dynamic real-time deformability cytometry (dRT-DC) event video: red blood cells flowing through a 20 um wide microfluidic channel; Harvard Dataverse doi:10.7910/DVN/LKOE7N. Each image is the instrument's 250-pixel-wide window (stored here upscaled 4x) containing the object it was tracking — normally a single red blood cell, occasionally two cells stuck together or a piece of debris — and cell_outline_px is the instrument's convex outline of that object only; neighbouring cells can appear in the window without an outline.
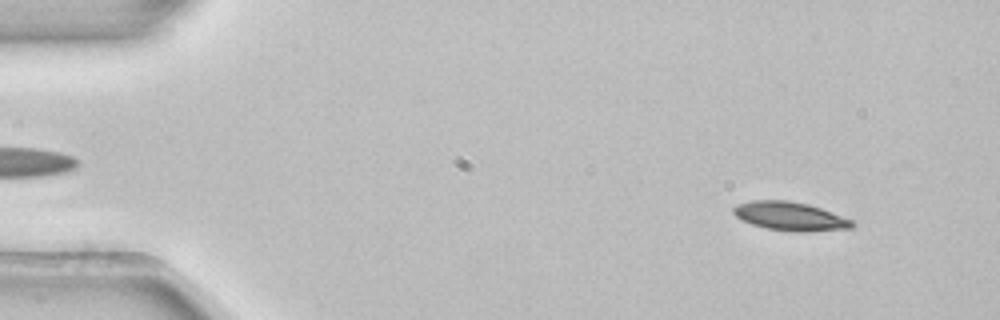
{"species": "common noctule bat (a hibernating species)", "species_latin": "Nyctalus noctula", "temperature_condition": "room temperature", "stored_images_in_passage": 3, "camera_frame_rate_fps": 3000, "um_per_image_px": 0.085, "animal": {"sex": "female", "body_mass_g": 22.7, "forearm_length_mm": 54.2}, "frame": {"image": 1, "passage_image": 1, "time_ms": 0.0, "image_size_px": [1000, 320], "cell_outline_px": [[856, 224], [852, 228], [808, 232], [792, 232], [764, 228], [740, 220], [732, 212], [732, 208], [736, 204], [752, 200], [788, 200], [808, 204], [820, 208], [852, 220]], "centroid_in_image_um": [67.12, 18.39], "position_along_channel_um": 17.9, "area_um2": 20.06}}
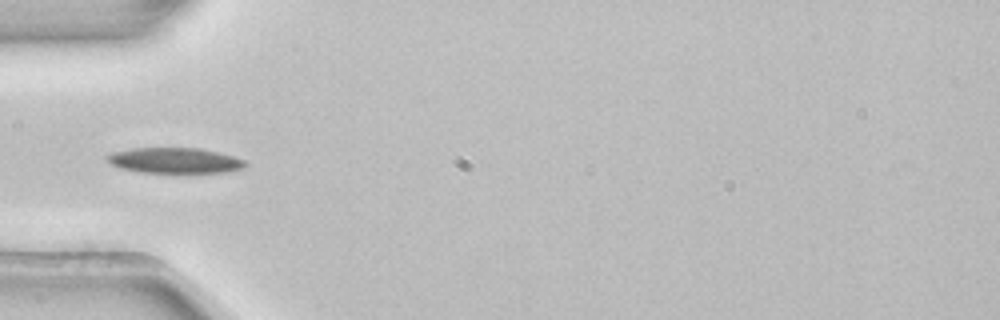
{"frame": {"image": 2, "passage_image": 3, "time_ms": 0.667, "image_size_px": [1000, 320], "cell_outline_px": [[248, 164], [240, 168], [228, 172], [140, 172], [120, 168], [104, 160], [104, 156], [112, 152], [132, 148], [200, 148], [220, 152], [244, 160]], "centroid_in_image_um": [14.8, 13.63], "position_along_channel_um": 70.2, "area_um2": 20.52}}